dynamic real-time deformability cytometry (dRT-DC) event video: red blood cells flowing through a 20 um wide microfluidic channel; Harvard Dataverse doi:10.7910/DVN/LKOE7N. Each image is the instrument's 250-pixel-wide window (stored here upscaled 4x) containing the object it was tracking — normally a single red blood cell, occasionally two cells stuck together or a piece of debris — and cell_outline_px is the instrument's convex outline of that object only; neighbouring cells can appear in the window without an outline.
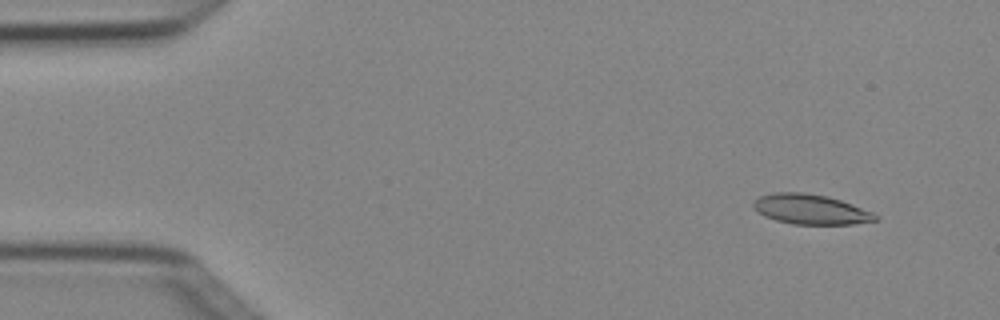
{"species": "Egyptian fruit bat (a non-hibernating species)", "species_latin": "Rousettus aegyptiacus", "temperature_condition": "cold", "stored_images_in_passage": 7, "camera_frame_rate_fps": 3000, "um_per_image_px": 0.085, "animal": {"sex": "female"}, "frame": {"image": 1, "passage_image": 1, "time_ms": 0.0, "image_size_px": [1000, 320], "cell_outline_px": [[880, 220], [852, 224], [792, 224], [776, 220], [764, 216], [752, 204], [760, 196], [772, 192], [804, 192], [828, 196], [840, 200], [872, 212]], "centroid_in_image_um": [68.91, 17.79], "position_along_channel_um": 16.1, "area_um2": 21.1}}
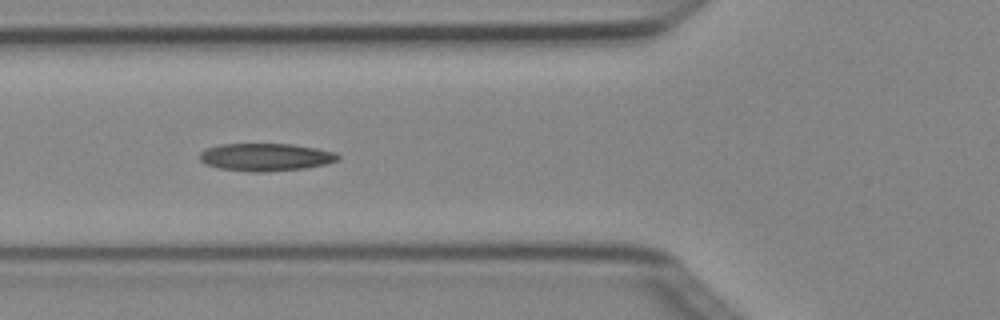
{"frame": {"image": 2, "passage_image": 5, "time_ms": 1.333, "image_size_px": [1000, 320], "cell_outline_px": [[340, 160], [324, 164], [304, 168], [264, 172], [252, 172], [220, 168], [204, 164], [200, 160], [200, 152], [208, 148], [220, 144], [292, 144], [316, 148], [336, 152], [340, 156]], "centroid_in_image_um": [22.59, 13.35], "position_along_channel_um": 103.2, "area_um2": 22.25}}
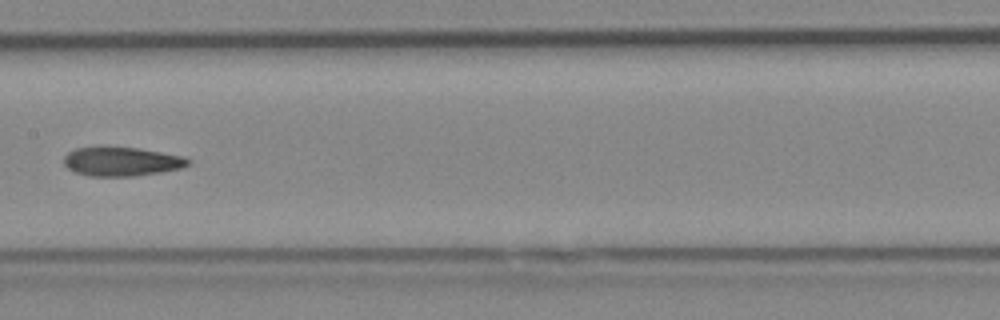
{"frame": {"image": 3, "passage_image": 7, "time_ms": 2.0, "image_size_px": [1000, 320], "cell_outline_px": [[192, 160], [188, 164], [180, 168], [160, 172], [132, 176], [88, 176], [76, 172], [68, 168], [64, 164], [64, 156], [68, 152], [76, 148], [100, 144], [140, 148], [184, 156]], "centroid_in_image_um": [10.29, 13.68], "position_along_channel_um": 197.1, "area_um2": 21.62}}